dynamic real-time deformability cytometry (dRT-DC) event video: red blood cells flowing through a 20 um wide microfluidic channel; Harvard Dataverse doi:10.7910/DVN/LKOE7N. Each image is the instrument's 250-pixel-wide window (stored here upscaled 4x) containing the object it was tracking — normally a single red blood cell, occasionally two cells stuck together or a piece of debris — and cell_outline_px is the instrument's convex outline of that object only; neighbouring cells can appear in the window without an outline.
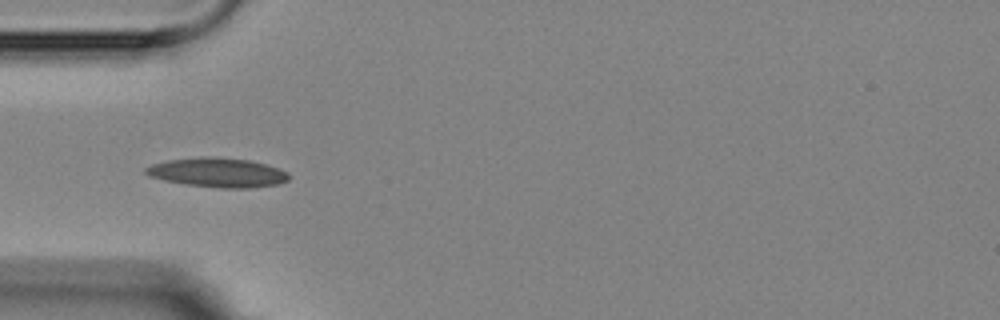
{"species": "Egyptian fruit bat (a non-hibernating species)", "species_latin": "Rousettus aegyptiacus", "temperature_condition": "room temperature", "stored_images_in_passage": 15, "camera_frame_rate_fps": 3000, "um_per_image_px": 0.085, "animal": {"sex": "female"}, "frame": {"image": 1, "passage_image": 5, "time_ms": 5.0, "image_size_px": [1000, 320], "cell_outline_px": [[288, 180], [280, 184], [252, 188], [220, 188], [184, 184], [164, 180], [148, 176], [144, 172], [144, 168], [152, 164], [168, 160], [200, 156], [216, 156], [248, 160], [264, 164], [288, 172]], "centroid_in_image_um": [18.47, 14.66], "position_along_channel_um": 66.5, "area_um2": 24.62}}
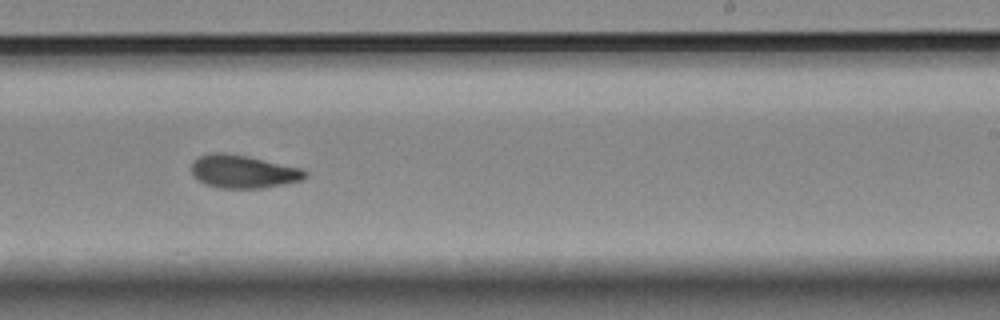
{"frame": {"image": 2, "passage_image": 10, "time_ms": 10.667, "image_size_px": [1000, 320], "cell_outline_px": [[308, 176], [304, 180], [284, 184], [260, 188], [216, 188], [204, 184], [192, 176], [192, 160], [196, 156], [212, 152], [228, 152], [248, 156], [304, 168], [308, 172]], "centroid_in_image_um": [20.67, 14.57], "position_along_channel_um": 268.3, "area_um2": 22.54}}
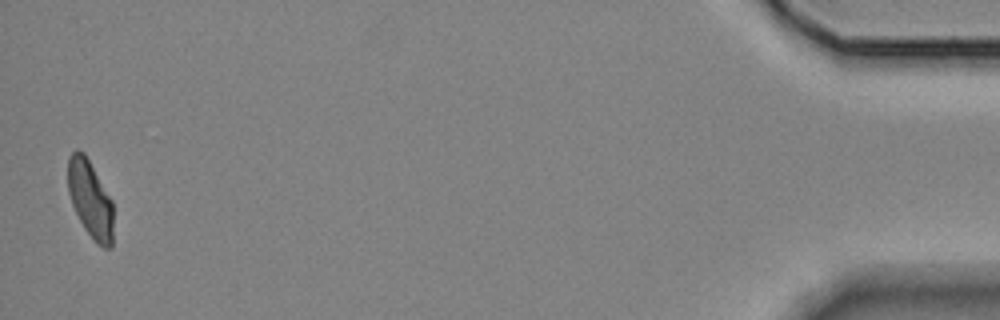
{"frame": {"image": 3, "passage_image": 15, "time_ms": 17.667, "image_size_px": [1000, 320], "cell_outline_px": [[112, 248], [104, 248], [96, 244], [84, 228], [72, 204], [68, 192], [68, 156], [76, 148], [84, 152], [112, 200]], "centroid_in_image_um": [7.66, 16.92], "position_along_channel_um": 427.5, "area_um2": 20.4}, "authors_computed_cell_mechanics": {"area_um2": 21.8484, "velocity_mm_per_s": 3.5596, "shape_relaxation_time_tau1_ms": 3.6774, "shape_relaxation_time_tau2_ms": 2.8747, "deformation_change_tau1": 0.1127, "deformation_change_tau2": 0.0416}}